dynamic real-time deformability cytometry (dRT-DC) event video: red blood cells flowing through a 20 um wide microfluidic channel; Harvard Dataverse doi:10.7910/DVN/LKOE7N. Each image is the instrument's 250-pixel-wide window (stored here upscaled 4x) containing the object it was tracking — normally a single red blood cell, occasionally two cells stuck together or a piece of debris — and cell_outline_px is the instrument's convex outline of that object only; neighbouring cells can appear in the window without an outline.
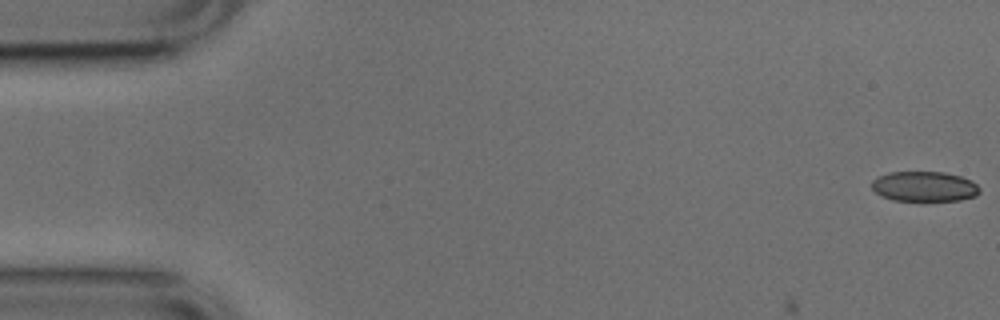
{"species": "common noctule bat (a hibernating species)", "species_latin": "Nyctalus noctula", "temperature_condition": "cold", "stored_images_in_passage": 12, "camera_frame_rate_fps": 3000, "um_per_image_px": 0.085, "animal": {"sex": "male", "body_mass_g": 17.9, "forearm_length_mm": 54.2}, "frame": {"image": 1, "passage_image": 1, "time_ms": 0.0, "image_size_px": [1000, 320], "cell_outline_px": [[980, 192], [976, 196], [960, 200], [892, 200], [880, 196], [872, 188], [872, 180], [888, 172], [944, 172], [960, 176], [972, 180], [980, 188]], "centroid_in_image_um": [78.58, 15.84], "position_along_channel_um": 6.4, "area_um2": 18.9}}
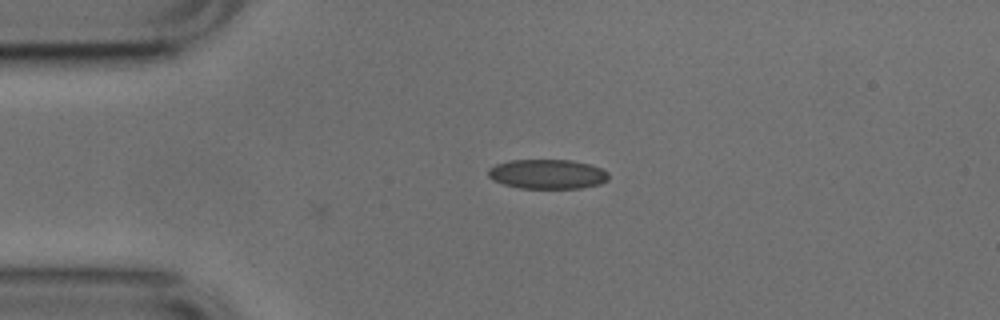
{"frame": {"image": 2, "passage_image": 12, "time_ms": 3.667, "image_size_px": [1000, 320], "cell_outline_px": [[608, 180], [600, 184], [580, 188], [520, 188], [504, 184], [492, 180], [488, 176], [488, 168], [496, 164], [508, 160], [572, 160], [588, 164], [600, 168], [608, 172]], "centroid_in_image_um": [46.51, 14.79], "position_along_channel_um": 38.5, "area_um2": 20.75}}